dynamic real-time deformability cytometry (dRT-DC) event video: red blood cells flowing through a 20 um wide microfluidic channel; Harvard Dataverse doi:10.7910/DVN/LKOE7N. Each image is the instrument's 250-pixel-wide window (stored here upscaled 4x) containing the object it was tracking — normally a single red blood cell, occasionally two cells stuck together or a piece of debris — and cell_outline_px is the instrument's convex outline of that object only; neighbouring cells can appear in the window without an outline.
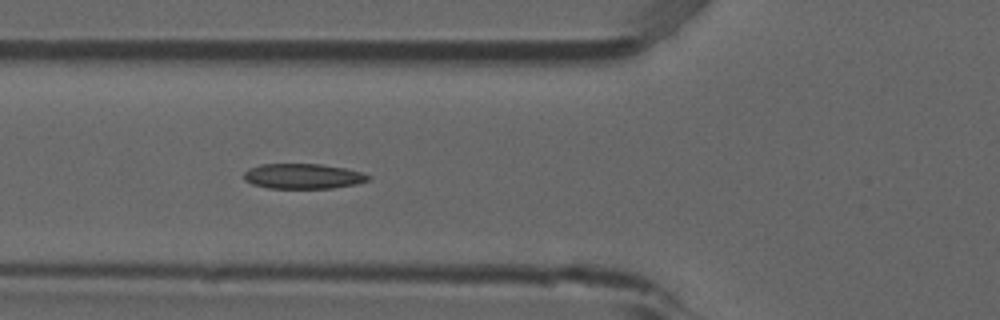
{"species": "common noctule bat (a hibernating species)", "species_latin": "Nyctalus noctula", "temperature_condition": "room temperature", "stored_images_in_passage": 6, "camera_frame_rate_fps": 3000, "um_per_image_px": 0.085, "animal": {"sex": "male", "forearm_length_mm": 52.5}, "frame": {"image": 1, "passage_image": 6, "time_ms": 1.667, "image_size_px": [1000, 320], "cell_outline_px": [[372, 176], [368, 180], [356, 184], [332, 188], [268, 188], [252, 184], [244, 180], [244, 172], [248, 168], [260, 164], [320, 164], [344, 168], [364, 172]], "centroid_in_image_um": [25.75, 14.97], "position_along_channel_um": 100.0, "area_um2": 18.32}}